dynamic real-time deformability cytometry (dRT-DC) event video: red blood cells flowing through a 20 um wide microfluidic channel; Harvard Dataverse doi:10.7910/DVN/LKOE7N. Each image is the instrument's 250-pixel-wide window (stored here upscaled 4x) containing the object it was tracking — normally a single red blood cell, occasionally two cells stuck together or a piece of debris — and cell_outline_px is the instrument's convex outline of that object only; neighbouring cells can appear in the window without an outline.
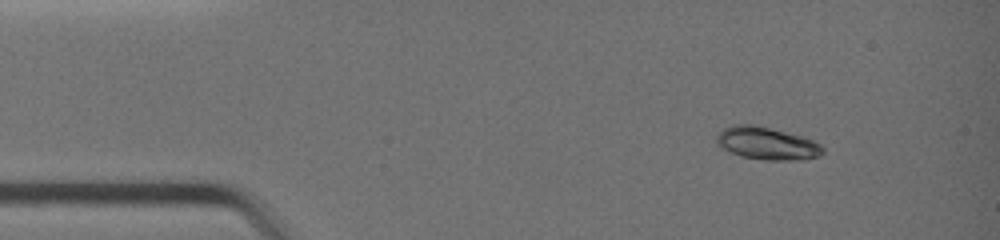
{"species": "common noctule bat (a hibernating species)", "species_latin": "Nyctalus noctula", "temperature_condition": "warm", "stored_images_in_passage": 3, "camera_frame_rate_fps": 3000, "um_per_image_px": 0.085, "animal": {"sex": "female", "body_mass_g": 19.0, "forearm_length_mm": 51.5}, "frame": {"image": 1, "passage_image": 1, "time_ms": 0.0, "image_size_px": [1000, 240], "cell_outline_px": [[824, 152], [820, 156], [804, 160], [764, 160], [740, 156], [720, 148], [716, 144], [716, 136], [724, 128], [732, 124], [756, 124], [800, 136], [812, 140], [820, 144], [824, 148]], "centroid_in_image_um": [65.16, 12.19], "position_along_channel_um": 19.8, "area_um2": 20.4}}